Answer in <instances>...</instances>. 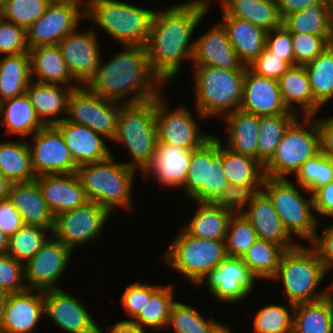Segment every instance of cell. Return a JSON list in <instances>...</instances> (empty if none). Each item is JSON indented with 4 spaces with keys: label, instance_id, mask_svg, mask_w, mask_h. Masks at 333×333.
Segmentation results:
<instances>
[{
    "label": "cell",
    "instance_id": "e0dca14e",
    "mask_svg": "<svg viewBox=\"0 0 333 333\" xmlns=\"http://www.w3.org/2000/svg\"><path fill=\"white\" fill-rule=\"evenodd\" d=\"M72 252L51 235L39 251L24 264L27 289H60L56 284L66 271Z\"/></svg>",
    "mask_w": 333,
    "mask_h": 333
},
{
    "label": "cell",
    "instance_id": "44dd1931",
    "mask_svg": "<svg viewBox=\"0 0 333 333\" xmlns=\"http://www.w3.org/2000/svg\"><path fill=\"white\" fill-rule=\"evenodd\" d=\"M240 110L256 116H272L287 113L278 81L259 76L246 67Z\"/></svg>",
    "mask_w": 333,
    "mask_h": 333
},
{
    "label": "cell",
    "instance_id": "db71d44e",
    "mask_svg": "<svg viewBox=\"0 0 333 333\" xmlns=\"http://www.w3.org/2000/svg\"><path fill=\"white\" fill-rule=\"evenodd\" d=\"M262 185H234L228 184L219 197L213 202L215 205L229 210L234 214L242 213L260 192Z\"/></svg>",
    "mask_w": 333,
    "mask_h": 333
},
{
    "label": "cell",
    "instance_id": "52a82bcc",
    "mask_svg": "<svg viewBox=\"0 0 333 333\" xmlns=\"http://www.w3.org/2000/svg\"><path fill=\"white\" fill-rule=\"evenodd\" d=\"M155 10L119 0H88L85 19L123 45H146Z\"/></svg>",
    "mask_w": 333,
    "mask_h": 333
},
{
    "label": "cell",
    "instance_id": "f1b7e54d",
    "mask_svg": "<svg viewBox=\"0 0 333 333\" xmlns=\"http://www.w3.org/2000/svg\"><path fill=\"white\" fill-rule=\"evenodd\" d=\"M77 87H66L59 84L32 81L28 84L26 94L29 97L37 117L45 125H55L65 120L59 117L67 114L68 99Z\"/></svg>",
    "mask_w": 333,
    "mask_h": 333
},
{
    "label": "cell",
    "instance_id": "94428289",
    "mask_svg": "<svg viewBox=\"0 0 333 333\" xmlns=\"http://www.w3.org/2000/svg\"><path fill=\"white\" fill-rule=\"evenodd\" d=\"M311 246L316 250L325 274L333 269V224L327 225L320 236L317 231Z\"/></svg>",
    "mask_w": 333,
    "mask_h": 333
},
{
    "label": "cell",
    "instance_id": "e575fe53",
    "mask_svg": "<svg viewBox=\"0 0 333 333\" xmlns=\"http://www.w3.org/2000/svg\"><path fill=\"white\" fill-rule=\"evenodd\" d=\"M0 118L9 135L31 136L45 126L26 93L1 102Z\"/></svg>",
    "mask_w": 333,
    "mask_h": 333
},
{
    "label": "cell",
    "instance_id": "4316f807",
    "mask_svg": "<svg viewBox=\"0 0 333 333\" xmlns=\"http://www.w3.org/2000/svg\"><path fill=\"white\" fill-rule=\"evenodd\" d=\"M63 135L65 143L77 166L108 158L112 152L103 136L84 125L63 120L54 125Z\"/></svg>",
    "mask_w": 333,
    "mask_h": 333
},
{
    "label": "cell",
    "instance_id": "7bdbcfd3",
    "mask_svg": "<svg viewBox=\"0 0 333 333\" xmlns=\"http://www.w3.org/2000/svg\"><path fill=\"white\" fill-rule=\"evenodd\" d=\"M297 113L288 111L284 114L259 117L258 160L265 165L273 156L276 147L289 126L297 119Z\"/></svg>",
    "mask_w": 333,
    "mask_h": 333
},
{
    "label": "cell",
    "instance_id": "bcb514c9",
    "mask_svg": "<svg viewBox=\"0 0 333 333\" xmlns=\"http://www.w3.org/2000/svg\"><path fill=\"white\" fill-rule=\"evenodd\" d=\"M295 177L298 186L313 195L320 187L333 181V161L319 152L302 164Z\"/></svg>",
    "mask_w": 333,
    "mask_h": 333
},
{
    "label": "cell",
    "instance_id": "003e7915",
    "mask_svg": "<svg viewBox=\"0 0 333 333\" xmlns=\"http://www.w3.org/2000/svg\"><path fill=\"white\" fill-rule=\"evenodd\" d=\"M109 333H146L145 330L141 329L132 321L121 320L112 326H109ZM99 333H103L101 328H99Z\"/></svg>",
    "mask_w": 333,
    "mask_h": 333
},
{
    "label": "cell",
    "instance_id": "753ad0ef",
    "mask_svg": "<svg viewBox=\"0 0 333 333\" xmlns=\"http://www.w3.org/2000/svg\"><path fill=\"white\" fill-rule=\"evenodd\" d=\"M51 1L72 2V3H76V4L82 5L85 9H86L87 2H88V0H51Z\"/></svg>",
    "mask_w": 333,
    "mask_h": 333
},
{
    "label": "cell",
    "instance_id": "f5cc1de1",
    "mask_svg": "<svg viewBox=\"0 0 333 333\" xmlns=\"http://www.w3.org/2000/svg\"><path fill=\"white\" fill-rule=\"evenodd\" d=\"M294 66H305L333 43V37H322L306 33L291 34Z\"/></svg>",
    "mask_w": 333,
    "mask_h": 333
},
{
    "label": "cell",
    "instance_id": "8992f818",
    "mask_svg": "<svg viewBox=\"0 0 333 333\" xmlns=\"http://www.w3.org/2000/svg\"><path fill=\"white\" fill-rule=\"evenodd\" d=\"M113 141L126 147L129 157H132V161L124 163L142 173L152 162L157 143L156 98L123 104Z\"/></svg>",
    "mask_w": 333,
    "mask_h": 333
},
{
    "label": "cell",
    "instance_id": "11a10c76",
    "mask_svg": "<svg viewBox=\"0 0 333 333\" xmlns=\"http://www.w3.org/2000/svg\"><path fill=\"white\" fill-rule=\"evenodd\" d=\"M24 263L7 254H0V291L2 294L20 293L27 290ZM24 283V284H23Z\"/></svg>",
    "mask_w": 333,
    "mask_h": 333
},
{
    "label": "cell",
    "instance_id": "484cf974",
    "mask_svg": "<svg viewBox=\"0 0 333 333\" xmlns=\"http://www.w3.org/2000/svg\"><path fill=\"white\" fill-rule=\"evenodd\" d=\"M247 207L242 215L252 224L258 239L273 242L285 250L298 245L284 228L271 200L262 190Z\"/></svg>",
    "mask_w": 333,
    "mask_h": 333
},
{
    "label": "cell",
    "instance_id": "60d3db41",
    "mask_svg": "<svg viewBox=\"0 0 333 333\" xmlns=\"http://www.w3.org/2000/svg\"><path fill=\"white\" fill-rule=\"evenodd\" d=\"M223 146V170L228 184L263 185L266 176L259 160Z\"/></svg>",
    "mask_w": 333,
    "mask_h": 333
},
{
    "label": "cell",
    "instance_id": "680465c9",
    "mask_svg": "<svg viewBox=\"0 0 333 333\" xmlns=\"http://www.w3.org/2000/svg\"><path fill=\"white\" fill-rule=\"evenodd\" d=\"M247 67L259 76L278 80L290 65L265 47L263 52Z\"/></svg>",
    "mask_w": 333,
    "mask_h": 333
},
{
    "label": "cell",
    "instance_id": "f907efd6",
    "mask_svg": "<svg viewBox=\"0 0 333 333\" xmlns=\"http://www.w3.org/2000/svg\"><path fill=\"white\" fill-rule=\"evenodd\" d=\"M256 240L258 236L252 224L242 213L233 214L224 240L227 255L241 258Z\"/></svg>",
    "mask_w": 333,
    "mask_h": 333
},
{
    "label": "cell",
    "instance_id": "74e56055",
    "mask_svg": "<svg viewBox=\"0 0 333 333\" xmlns=\"http://www.w3.org/2000/svg\"><path fill=\"white\" fill-rule=\"evenodd\" d=\"M221 10L223 16L248 20L266 32L282 26L278 4L271 0H229Z\"/></svg>",
    "mask_w": 333,
    "mask_h": 333
},
{
    "label": "cell",
    "instance_id": "83f0119b",
    "mask_svg": "<svg viewBox=\"0 0 333 333\" xmlns=\"http://www.w3.org/2000/svg\"><path fill=\"white\" fill-rule=\"evenodd\" d=\"M8 199L21 215L24 225L49 229L54 225V215L45 202L39 182L11 183Z\"/></svg>",
    "mask_w": 333,
    "mask_h": 333
},
{
    "label": "cell",
    "instance_id": "a7ac6f4b",
    "mask_svg": "<svg viewBox=\"0 0 333 333\" xmlns=\"http://www.w3.org/2000/svg\"><path fill=\"white\" fill-rule=\"evenodd\" d=\"M11 182L0 173V200L8 198Z\"/></svg>",
    "mask_w": 333,
    "mask_h": 333
},
{
    "label": "cell",
    "instance_id": "6125c7cd",
    "mask_svg": "<svg viewBox=\"0 0 333 333\" xmlns=\"http://www.w3.org/2000/svg\"><path fill=\"white\" fill-rule=\"evenodd\" d=\"M24 223L8 198L0 200V229L8 237L15 234Z\"/></svg>",
    "mask_w": 333,
    "mask_h": 333
},
{
    "label": "cell",
    "instance_id": "91938a15",
    "mask_svg": "<svg viewBox=\"0 0 333 333\" xmlns=\"http://www.w3.org/2000/svg\"><path fill=\"white\" fill-rule=\"evenodd\" d=\"M265 47L284 59L290 66H294L292 36L284 26L267 32Z\"/></svg>",
    "mask_w": 333,
    "mask_h": 333
},
{
    "label": "cell",
    "instance_id": "cb8c5ba5",
    "mask_svg": "<svg viewBox=\"0 0 333 333\" xmlns=\"http://www.w3.org/2000/svg\"><path fill=\"white\" fill-rule=\"evenodd\" d=\"M36 180L54 217L89 201L77 173L44 174Z\"/></svg>",
    "mask_w": 333,
    "mask_h": 333
},
{
    "label": "cell",
    "instance_id": "2e32d148",
    "mask_svg": "<svg viewBox=\"0 0 333 333\" xmlns=\"http://www.w3.org/2000/svg\"><path fill=\"white\" fill-rule=\"evenodd\" d=\"M257 278L241 258L227 256L197 286L205 282L210 294L222 304L236 303L247 298Z\"/></svg>",
    "mask_w": 333,
    "mask_h": 333
},
{
    "label": "cell",
    "instance_id": "6da1fadb",
    "mask_svg": "<svg viewBox=\"0 0 333 333\" xmlns=\"http://www.w3.org/2000/svg\"><path fill=\"white\" fill-rule=\"evenodd\" d=\"M210 0H190L155 11L146 51L153 73L163 85L177 76L181 61L192 60L194 30L209 12Z\"/></svg>",
    "mask_w": 333,
    "mask_h": 333
},
{
    "label": "cell",
    "instance_id": "34e18365",
    "mask_svg": "<svg viewBox=\"0 0 333 333\" xmlns=\"http://www.w3.org/2000/svg\"><path fill=\"white\" fill-rule=\"evenodd\" d=\"M8 0H0V10L5 6Z\"/></svg>",
    "mask_w": 333,
    "mask_h": 333
},
{
    "label": "cell",
    "instance_id": "89a4df30",
    "mask_svg": "<svg viewBox=\"0 0 333 333\" xmlns=\"http://www.w3.org/2000/svg\"><path fill=\"white\" fill-rule=\"evenodd\" d=\"M9 247V237L0 229V254H7Z\"/></svg>",
    "mask_w": 333,
    "mask_h": 333
},
{
    "label": "cell",
    "instance_id": "4dcf8cb0",
    "mask_svg": "<svg viewBox=\"0 0 333 333\" xmlns=\"http://www.w3.org/2000/svg\"><path fill=\"white\" fill-rule=\"evenodd\" d=\"M280 95L288 110L301 116H316L322 106L314 99L309 78L304 66H290L277 80ZM295 103L299 109L295 108ZM295 108V109H294Z\"/></svg>",
    "mask_w": 333,
    "mask_h": 333
},
{
    "label": "cell",
    "instance_id": "8d00e7d4",
    "mask_svg": "<svg viewBox=\"0 0 333 333\" xmlns=\"http://www.w3.org/2000/svg\"><path fill=\"white\" fill-rule=\"evenodd\" d=\"M292 333H333V291L326 297L294 305Z\"/></svg>",
    "mask_w": 333,
    "mask_h": 333
},
{
    "label": "cell",
    "instance_id": "e7e4bbea",
    "mask_svg": "<svg viewBox=\"0 0 333 333\" xmlns=\"http://www.w3.org/2000/svg\"><path fill=\"white\" fill-rule=\"evenodd\" d=\"M317 120L320 152L333 161V117Z\"/></svg>",
    "mask_w": 333,
    "mask_h": 333
},
{
    "label": "cell",
    "instance_id": "277c9868",
    "mask_svg": "<svg viewBox=\"0 0 333 333\" xmlns=\"http://www.w3.org/2000/svg\"><path fill=\"white\" fill-rule=\"evenodd\" d=\"M325 271L316 250L300 243L286 250L281 257L278 270L271 280L282 281L283 289L290 304L314 302L333 291V283L324 290H315L323 279Z\"/></svg>",
    "mask_w": 333,
    "mask_h": 333
},
{
    "label": "cell",
    "instance_id": "ab89813d",
    "mask_svg": "<svg viewBox=\"0 0 333 333\" xmlns=\"http://www.w3.org/2000/svg\"><path fill=\"white\" fill-rule=\"evenodd\" d=\"M0 173L11 183L30 182L36 179L28 142L0 143Z\"/></svg>",
    "mask_w": 333,
    "mask_h": 333
},
{
    "label": "cell",
    "instance_id": "8c879c8a",
    "mask_svg": "<svg viewBox=\"0 0 333 333\" xmlns=\"http://www.w3.org/2000/svg\"><path fill=\"white\" fill-rule=\"evenodd\" d=\"M4 308H5V294H3L0 297V333H2V330H3Z\"/></svg>",
    "mask_w": 333,
    "mask_h": 333
},
{
    "label": "cell",
    "instance_id": "d6986e66",
    "mask_svg": "<svg viewBox=\"0 0 333 333\" xmlns=\"http://www.w3.org/2000/svg\"><path fill=\"white\" fill-rule=\"evenodd\" d=\"M91 29L83 32L76 29L57 44L68 71L80 86L87 85L95 76L102 56L97 32Z\"/></svg>",
    "mask_w": 333,
    "mask_h": 333
},
{
    "label": "cell",
    "instance_id": "1f68e13d",
    "mask_svg": "<svg viewBox=\"0 0 333 333\" xmlns=\"http://www.w3.org/2000/svg\"><path fill=\"white\" fill-rule=\"evenodd\" d=\"M240 61L248 66L264 50L267 32L248 20L223 16L220 22Z\"/></svg>",
    "mask_w": 333,
    "mask_h": 333
},
{
    "label": "cell",
    "instance_id": "6f0895ef",
    "mask_svg": "<svg viewBox=\"0 0 333 333\" xmlns=\"http://www.w3.org/2000/svg\"><path fill=\"white\" fill-rule=\"evenodd\" d=\"M28 50L26 30L0 17V54L17 55Z\"/></svg>",
    "mask_w": 333,
    "mask_h": 333
},
{
    "label": "cell",
    "instance_id": "3957f363",
    "mask_svg": "<svg viewBox=\"0 0 333 333\" xmlns=\"http://www.w3.org/2000/svg\"><path fill=\"white\" fill-rule=\"evenodd\" d=\"M138 170L115 161L111 154L102 161L78 166L77 174L89 201L113 213L116 208H133L132 186Z\"/></svg>",
    "mask_w": 333,
    "mask_h": 333
},
{
    "label": "cell",
    "instance_id": "2644e50d",
    "mask_svg": "<svg viewBox=\"0 0 333 333\" xmlns=\"http://www.w3.org/2000/svg\"><path fill=\"white\" fill-rule=\"evenodd\" d=\"M211 333H233V332L228 326L217 322L212 328Z\"/></svg>",
    "mask_w": 333,
    "mask_h": 333
},
{
    "label": "cell",
    "instance_id": "11e5206c",
    "mask_svg": "<svg viewBox=\"0 0 333 333\" xmlns=\"http://www.w3.org/2000/svg\"><path fill=\"white\" fill-rule=\"evenodd\" d=\"M229 0H219L220 7L222 8Z\"/></svg>",
    "mask_w": 333,
    "mask_h": 333
},
{
    "label": "cell",
    "instance_id": "30bf717a",
    "mask_svg": "<svg viewBox=\"0 0 333 333\" xmlns=\"http://www.w3.org/2000/svg\"><path fill=\"white\" fill-rule=\"evenodd\" d=\"M286 130L272 158L264 165L266 177L287 178L299 171L302 164L320 152L316 116H302Z\"/></svg>",
    "mask_w": 333,
    "mask_h": 333
},
{
    "label": "cell",
    "instance_id": "9f6ffc18",
    "mask_svg": "<svg viewBox=\"0 0 333 333\" xmlns=\"http://www.w3.org/2000/svg\"><path fill=\"white\" fill-rule=\"evenodd\" d=\"M160 286L161 285L155 286L135 282L125 289L120 299V303L131 318L129 321H132L138 315V313L145 307L147 299H150L151 295Z\"/></svg>",
    "mask_w": 333,
    "mask_h": 333
},
{
    "label": "cell",
    "instance_id": "03108f58",
    "mask_svg": "<svg viewBox=\"0 0 333 333\" xmlns=\"http://www.w3.org/2000/svg\"><path fill=\"white\" fill-rule=\"evenodd\" d=\"M315 3H333V0H279L277 2L282 19L290 13L303 10Z\"/></svg>",
    "mask_w": 333,
    "mask_h": 333
},
{
    "label": "cell",
    "instance_id": "ffe728a7",
    "mask_svg": "<svg viewBox=\"0 0 333 333\" xmlns=\"http://www.w3.org/2000/svg\"><path fill=\"white\" fill-rule=\"evenodd\" d=\"M44 315L50 317L59 328L67 333H99V326L93 320L85 305L66 290L43 291Z\"/></svg>",
    "mask_w": 333,
    "mask_h": 333
},
{
    "label": "cell",
    "instance_id": "7a4b0ae2",
    "mask_svg": "<svg viewBox=\"0 0 333 333\" xmlns=\"http://www.w3.org/2000/svg\"><path fill=\"white\" fill-rule=\"evenodd\" d=\"M106 63L100 58L95 76L86 85L99 96L123 104L159 97L161 80L153 73L144 45H123ZM126 99V100H125Z\"/></svg>",
    "mask_w": 333,
    "mask_h": 333
},
{
    "label": "cell",
    "instance_id": "7dc6e473",
    "mask_svg": "<svg viewBox=\"0 0 333 333\" xmlns=\"http://www.w3.org/2000/svg\"><path fill=\"white\" fill-rule=\"evenodd\" d=\"M46 232H50V234L48 235ZM50 236L49 229L24 225L9 237L7 255L25 264L39 251Z\"/></svg>",
    "mask_w": 333,
    "mask_h": 333
},
{
    "label": "cell",
    "instance_id": "d6a6232c",
    "mask_svg": "<svg viewBox=\"0 0 333 333\" xmlns=\"http://www.w3.org/2000/svg\"><path fill=\"white\" fill-rule=\"evenodd\" d=\"M227 123V145L231 151L258 160L259 116L235 110L223 117Z\"/></svg>",
    "mask_w": 333,
    "mask_h": 333
},
{
    "label": "cell",
    "instance_id": "c3c4849f",
    "mask_svg": "<svg viewBox=\"0 0 333 333\" xmlns=\"http://www.w3.org/2000/svg\"><path fill=\"white\" fill-rule=\"evenodd\" d=\"M288 307L272 304L261 308L254 317V331L256 333H292L294 305L289 303Z\"/></svg>",
    "mask_w": 333,
    "mask_h": 333
},
{
    "label": "cell",
    "instance_id": "816d5d0a",
    "mask_svg": "<svg viewBox=\"0 0 333 333\" xmlns=\"http://www.w3.org/2000/svg\"><path fill=\"white\" fill-rule=\"evenodd\" d=\"M51 0H8L0 10V17L27 30L44 14Z\"/></svg>",
    "mask_w": 333,
    "mask_h": 333
},
{
    "label": "cell",
    "instance_id": "9c48e42d",
    "mask_svg": "<svg viewBox=\"0 0 333 333\" xmlns=\"http://www.w3.org/2000/svg\"><path fill=\"white\" fill-rule=\"evenodd\" d=\"M271 200L283 226L293 238L295 234L312 242L319 219L313 213V195L305 199L288 178L265 177L262 189Z\"/></svg>",
    "mask_w": 333,
    "mask_h": 333
},
{
    "label": "cell",
    "instance_id": "ba28073f",
    "mask_svg": "<svg viewBox=\"0 0 333 333\" xmlns=\"http://www.w3.org/2000/svg\"><path fill=\"white\" fill-rule=\"evenodd\" d=\"M227 256L224 240L198 238L182 229L168 246L162 260L195 286Z\"/></svg>",
    "mask_w": 333,
    "mask_h": 333
},
{
    "label": "cell",
    "instance_id": "f546056e",
    "mask_svg": "<svg viewBox=\"0 0 333 333\" xmlns=\"http://www.w3.org/2000/svg\"><path fill=\"white\" fill-rule=\"evenodd\" d=\"M30 57L31 80L40 83L59 84L64 87H79L71 76L57 44L31 47ZM36 76V77H35Z\"/></svg>",
    "mask_w": 333,
    "mask_h": 333
},
{
    "label": "cell",
    "instance_id": "7c38bea8",
    "mask_svg": "<svg viewBox=\"0 0 333 333\" xmlns=\"http://www.w3.org/2000/svg\"><path fill=\"white\" fill-rule=\"evenodd\" d=\"M123 103L105 99L92 92L86 85L79 86L71 92L68 99L66 121L84 125L102 135L104 139L113 140L118 115Z\"/></svg>",
    "mask_w": 333,
    "mask_h": 333
},
{
    "label": "cell",
    "instance_id": "f6af8a7d",
    "mask_svg": "<svg viewBox=\"0 0 333 333\" xmlns=\"http://www.w3.org/2000/svg\"><path fill=\"white\" fill-rule=\"evenodd\" d=\"M286 250L273 242L258 239L241 257L247 267L259 278L271 279Z\"/></svg>",
    "mask_w": 333,
    "mask_h": 333
},
{
    "label": "cell",
    "instance_id": "9a60e30c",
    "mask_svg": "<svg viewBox=\"0 0 333 333\" xmlns=\"http://www.w3.org/2000/svg\"><path fill=\"white\" fill-rule=\"evenodd\" d=\"M85 19V8L72 2L52 1L44 14L26 30L28 48L58 44L66 35L78 29Z\"/></svg>",
    "mask_w": 333,
    "mask_h": 333
},
{
    "label": "cell",
    "instance_id": "d590c367",
    "mask_svg": "<svg viewBox=\"0 0 333 333\" xmlns=\"http://www.w3.org/2000/svg\"><path fill=\"white\" fill-rule=\"evenodd\" d=\"M197 210L190 217L184 230L191 236L202 239L225 240L229 221L234 214L214 203L196 202Z\"/></svg>",
    "mask_w": 333,
    "mask_h": 333
},
{
    "label": "cell",
    "instance_id": "8fae6325",
    "mask_svg": "<svg viewBox=\"0 0 333 333\" xmlns=\"http://www.w3.org/2000/svg\"><path fill=\"white\" fill-rule=\"evenodd\" d=\"M212 135L199 148L191 150L189 171L183 186L188 199L213 203L228 185L223 170V143Z\"/></svg>",
    "mask_w": 333,
    "mask_h": 333
},
{
    "label": "cell",
    "instance_id": "f35d334b",
    "mask_svg": "<svg viewBox=\"0 0 333 333\" xmlns=\"http://www.w3.org/2000/svg\"><path fill=\"white\" fill-rule=\"evenodd\" d=\"M2 58V59H1ZM0 58V103L26 93L31 82L28 52Z\"/></svg>",
    "mask_w": 333,
    "mask_h": 333
},
{
    "label": "cell",
    "instance_id": "7402d4cb",
    "mask_svg": "<svg viewBox=\"0 0 333 333\" xmlns=\"http://www.w3.org/2000/svg\"><path fill=\"white\" fill-rule=\"evenodd\" d=\"M44 315L42 290L27 289L5 295L2 333L35 332Z\"/></svg>",
    "mask_w": 333,
    "mask_h": 333
},
{
    "label": "cell",
    "instance_id": "4fadbf2b",
    "mask_svg": "<svg viewBox=\"0 0 333 333\" xmlns=\"http://www.w3.org/2000/svg\"><path fill=\"white\" fill-rule=\"evenodd\" d=\"M111 213L94 201L54 217L51 235L72 251L86 245L99 235Z\"/></svg>",
    "mask_w": 333,
    "mask_h": 333
},
{
    "label": "cell",
    "instance_id": "ee69618b",
    "mask_svg": "<svg viewBox=\"0 0 333 333\" xmlns=\"http://www.w3.org/2000/svg\"><path fill=\"white\" fill-rule=\"evenodd\" d=\"M304 67L314 99L325 105L333 98V43Z\"/></svg>",
    "mask_w": 333,
    "mask_h": 333
},
{
    "label": "cell",
    "instance_id": "5bb4252c",
    "mask_svg": "<svg viewBox=\"0 0 333 333\" xmlns=\"http://www.w3.org/2000/svg\"><path fill=\"white\" fill-rule=\"evenodd\" d=\"M167 103L163 94L156 97L157 142L194 150L213 135L198 129L189 109L180 106L170 110Z\"/></svg>",
    "mask_w": 333,
    "mask_h": 333
},
{
    "label": "cell",
    "instance_id": "5b68a950",
    "mask_svg": "<svg viewBox=\"0 0 333 333\" xmlns=\"http://www.w3.org/2000/svg\"><path fill=\"white\" fill-rule=\"evenodd\" d=\"M195 107L201 118H222L240 108L245 70L194 65Z\"/></svg>",
    "mask_w": 333,
    "mask_h": 333
},
{
    "label": "cell",
    "instance_id": "836d02e7",
    "mask_svg": "<svg viewBox=\"0 0 333 333\" xmlns=\"http://www.w3.org/2000/svg\"><path fill=\"white\" fill-rule=\"evenodd\" d=\"M291 34L306 33L333 37V3H315L282 19Z\"/></svg>",
    "mask_w": 333,
    "mask_h": 333
},
{
    "label": "cell",
    "instance_id": "b9f144b4",
    "mask_svg": "<svg viewBox=\"0 0 333 333\" xmlns=\"http://www.w3.org/2000/svg\"><path fill=\"white\" fill-rule=\"evenodd\" d=\"M174 287L172 285L160 286L147 299L145 307L132 320L137 326L145 330L146 327L161 332L167 328L172 305L176 302L174 299Z\"/></svg>",
    "mask_w": 333,
    "mask_h": 333
},
{
    "label": "cell",
    "instance_id": "ac0fdd59",
    "mask_svg": "<svg viewBox=\"0 0 333 333\" xmlns=\"http://www.w3.org/2000/svg\"><path fill=\"white\" fill-rule=\"evenodd\" d=\"M32 136L33 145L28 147L36 176L77 172L63 135L54 125L44 126Z\"/></svg>",
    "mask_w": 333,
    "mask_h": 333
},
{
    "label": "cell",
    "instance_id": "d4e9b609",
    "mask_svg": "<svg viewBox=\"0 0 333 333\" xmlns=\"http://www.w3.org/2000/svg\"><path fill=\"white\" fill-rule=\"evenodd\" d=\"M191 162V150L157 142L152 162L143 176L154 175L163 188H183Z\"/></svg>",
    "mask_w": 333,
    "mask_h": 333
},
{
    "label": "cell",
    "instance_id": "be15d7a7",
    "mask_svg": "<svg viewBox=\"0 0 333 333\" xmlns=\"http://www.w3.org/2000/svg\"><path fill=\"white\" fill-rule=\"evenodd\" d=\"M314 213L333 217V181L326 186L320 187L313 194Z\"/></svg>",
    "mask_w": 333,
    "mask_h": 333
},
{
    "label": "cell",
    "instance_id": "603a6c76",
    "mask_svg": "<svg viewBox=\"0 0 333 333\" xmlns=\"http://www.w3.org/2000/svg\"><path fill=\"white\" fill-rule=\"evenodd\" d=\"M192 62L228 70H246L220 21L195 39Z\"/></svg>",
    "mask_w": 333,
    "mask_h": 333
},
{
    "label": "cell",
    "instance_id": "681fc988",
    "mask_svg": "<svg viewBox=\"0 0 333 333\" xmlns=\"http://www.w3.org/2000/svg\"><path fill=\"white\" fill-rule=\"evenodd\" d=\"M216 323L214 319H204L192 306L176 301L172 305L167 327H173L176 333H211Z\"/></svg>",
    "mask_w": 333,
    "mask_h": 333
}]
</instances>
